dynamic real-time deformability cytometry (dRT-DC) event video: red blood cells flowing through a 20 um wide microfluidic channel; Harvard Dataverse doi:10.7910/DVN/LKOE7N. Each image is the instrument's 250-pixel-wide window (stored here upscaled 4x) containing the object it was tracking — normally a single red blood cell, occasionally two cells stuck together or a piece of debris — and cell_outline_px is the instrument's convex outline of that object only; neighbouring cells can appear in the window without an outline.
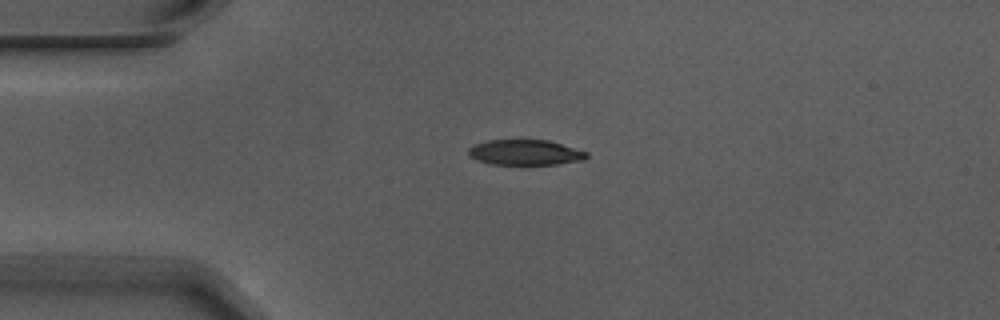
{"species": "Egyptian fruit bat (a non-hibernating species)", "species_latin": "Rousettus aegyptiacus", "temperature_condition": "warm", "stored_images_in_passage": 2, "camera_frame_rate_fps": 3000, "um_per_image_px": 0.085, "animal": {"sex": "male"}, "frame": {"image": 1, "passage_image": 1, "time_ms": 0.0, "image_size_px": [1000, 320], "cell_outline_px": [[588, 156], [584, 160], [556, 164], [492, 164], [476, 160], [468, 156], [468, 148], [476, 144], [488, 140], [548, 140], [588, 152]], "centroid_in_image_um": [44.63, 12.96], "position_along_channel_um": 40.4, "area_um2": 17.4}}